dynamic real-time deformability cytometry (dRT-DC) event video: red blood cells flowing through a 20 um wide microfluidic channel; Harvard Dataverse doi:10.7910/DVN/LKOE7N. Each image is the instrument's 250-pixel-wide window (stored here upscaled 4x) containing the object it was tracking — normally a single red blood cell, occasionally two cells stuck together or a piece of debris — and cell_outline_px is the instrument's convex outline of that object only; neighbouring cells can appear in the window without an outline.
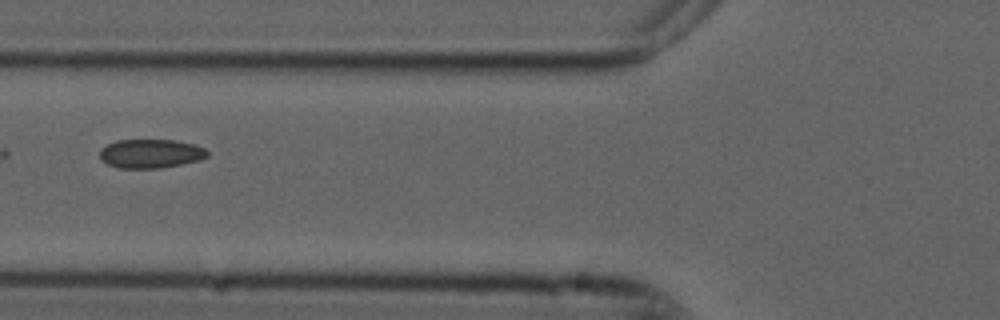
{"species": "common noctule bat (a hibernating species)", "species_latin": "Nyctalus noctula", "temperature_condition": "cold", "stored_images_in_passage": 5, "camera_frame_rate_fps": 3000, "um_per_image_px": 0.085, "animal": {"sex": "male", "forearm_length_mm": 52.5}, "frame": {"image": 1, "passage_image": 2, "time_ms": 0.333, "image_size_px": [1000, 320], "cell_outline_px": [[208, 156], [200, 160], [160, 168], [116, 168], [100, 160], [100, 148], [116, 140], [176, 140], [192, 144], [204, 148], [208, 152]], "centroid_in_image_um": [12.77, 13.06], "position_along_channel_um": 113.0, "area_um2": 18.15}}
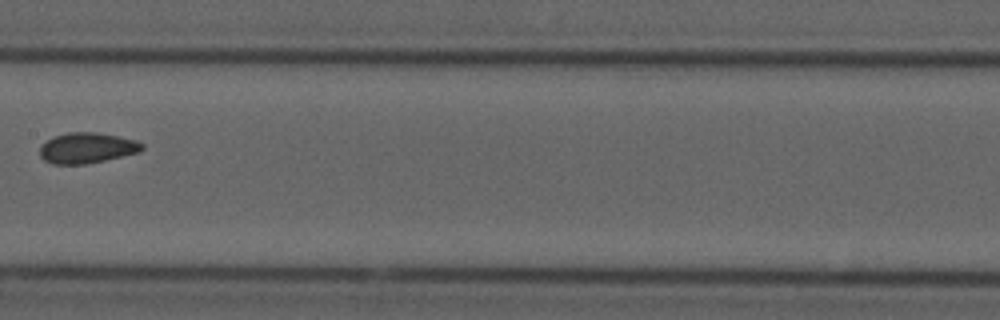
{"frame": {"image": 2, "passage_image": 4, "time_ms": 1.0, "image_size_px": [1000, 320], "cell_outline_px": [[144, 148], [140, 152], [104, 160], [84, 164], [52, 164], [44, 160], [40, 156], [40, 148], [48, 140], [56, 136], [68, 132], [96, 132], [136, 140], [144, 144]], "centroid_in_image_um": [7.41, 12.58], "position_along_channel_um": 200.0, "area_um2": 18.03}}
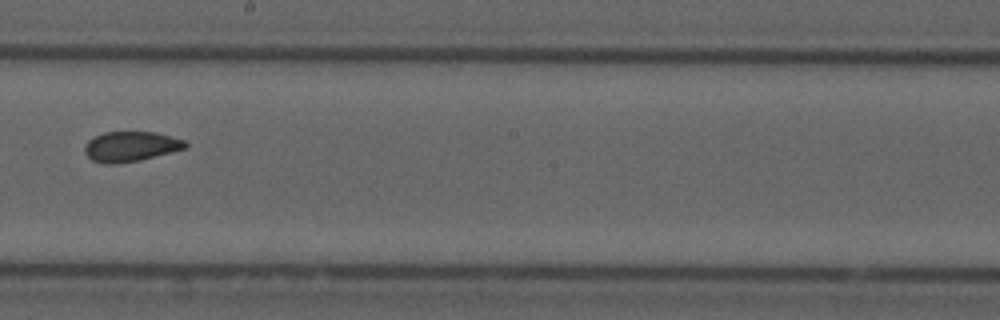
{"frame": {"image": 3, "passage_image": 5, "time_ms": 1.333, "image_size_px": [1000, 320], "cell_outline_px": [[188, 144], [184, 148], [172, 152], [140, 160], [116, 164], [104, 164], [92, 160], [84, 152], [84, 144], [88, 140], [104, 132], [156, 132], [184, 140]], "centroid_in_image_um": [11.08, 12.46], "position_along_channel_um": 237.1, "area_um2": 17.63}}